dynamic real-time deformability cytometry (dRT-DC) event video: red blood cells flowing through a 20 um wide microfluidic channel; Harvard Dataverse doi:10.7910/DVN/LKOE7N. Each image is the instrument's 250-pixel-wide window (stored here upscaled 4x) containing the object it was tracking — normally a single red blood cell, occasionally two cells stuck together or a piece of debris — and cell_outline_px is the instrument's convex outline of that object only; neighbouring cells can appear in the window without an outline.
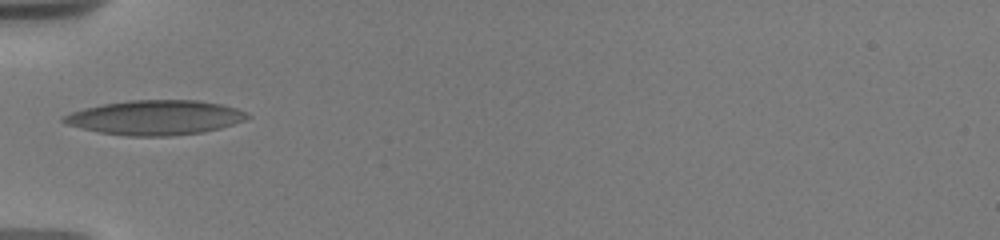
{"species": "human", "species_latin": "Homo sapiens", "temperature_condition": "warm", "stored_images_in_passage": 37, "camera_frame_rate_fps": 3000, "um_per_image_px": 0.085, "donor": {"sex": "male"}, "frame": {"image": 1, "passage_image": 1, "time_ms": 0.0, "image_size_px": [1000, 240], "cell_outline_px": [[252, 116], [244, 120], [220, 128], [204, 132], [172, 136], [128, 136], [100, 132], [68, 124], [60, 120], [60, 116], [84, 108], [104, 104], [128, 100], [196, 100], [224, 104], [236, 108]], "centroid_in_image_um": [13.21, 9.99], "position_along_channel_um": 71.8, "area_um2": 36.99}}
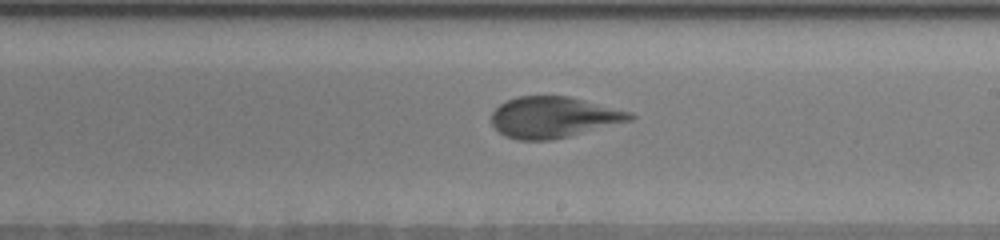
{"frame": {"image": 2, "passage_image": 14, "time_ms": 4.667, "image_size_px": [1000, 240], "cell_outline_px": [[636, 116], [632, 120], [552, 140], [516, 140], [504, 136], [492, 124], [492, 112], [500, 104], [516, 96], [568, 96], [632, 112]], "centroid_in_image_um": [47.04, 9.97], "position_along_channel_um": 242.0, "area_um2": 32.95}}
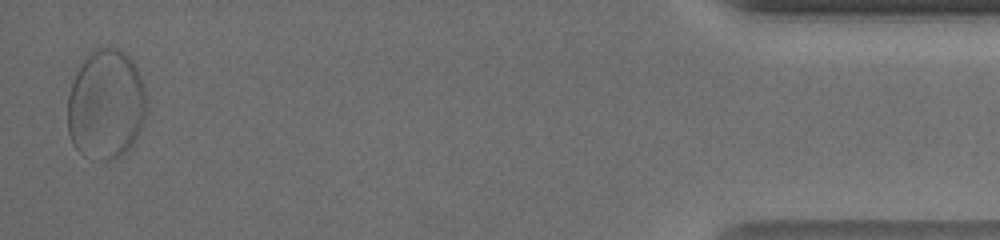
{"frame": {"image": 3, "passage_image": 35, "time_ms": 11.667, "image_size_px": [1000, 240], "cell_outline_px": [[148, 108], [136, 140], [120, 156], [108, 160], [104, 160], [84, 156], [72, 144], [68, 132], [68, 96], [76, 72], [84, 56], [88, 52], [96, 48], [120, 48], [132, 60], [140, 72], [144, 84], [148, 100]], "centroid_in_image_um": [9.02, 8.86], "position_along_channel_um": 426.2, "area_um2": 51.27}, "authors_computed_cell_mechanics": {"area_um2": 34.2754, "velocity_mm_per_s": 3.6708, "shape_relaxation_time_tau1_ms": 6.8853, "shape_relaxation_time_tau2_ms": null, "deformation_change_tau1": 0.2643, "deformation_change_tau2": null}}